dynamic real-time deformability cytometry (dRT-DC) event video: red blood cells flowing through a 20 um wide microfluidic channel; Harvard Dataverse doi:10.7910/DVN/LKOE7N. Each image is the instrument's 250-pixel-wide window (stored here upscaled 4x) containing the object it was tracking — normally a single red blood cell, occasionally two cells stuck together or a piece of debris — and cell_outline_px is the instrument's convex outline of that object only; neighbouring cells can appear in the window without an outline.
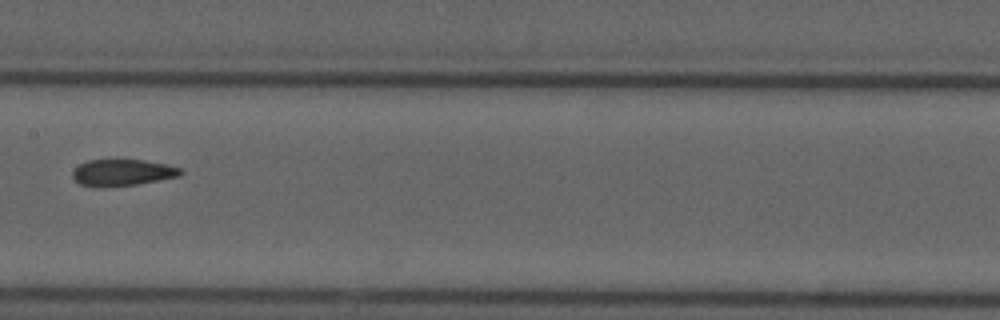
{"species": "common noctule bat (a hibernating species)", "species_latin": "Nyctalus noctula", "temperature_condition": "cold", "stored_images_in_passage": 9, "camera_frame_rate_fps": 3000, "um_per_image_px": 0.085, "animal": {"sex": "male", "forearm_length_mm": 52.5}, "frame": {"image": 1, "passage_image": 6, "time_ms": 6.667, "image_size_px": [1000, 320], "cell_outline_px": [[184, 172], [180, 176], [136, 184], [96, 188], [80, 184], [72, 176], [72, 172], [80, 164], [88, 160], [144, 160], [168, 164], [180, 168]], "centroid_in_image_um": [10.41, 14.67], "position_along_channel_um": 197.0, "area_um2": 16.7}}
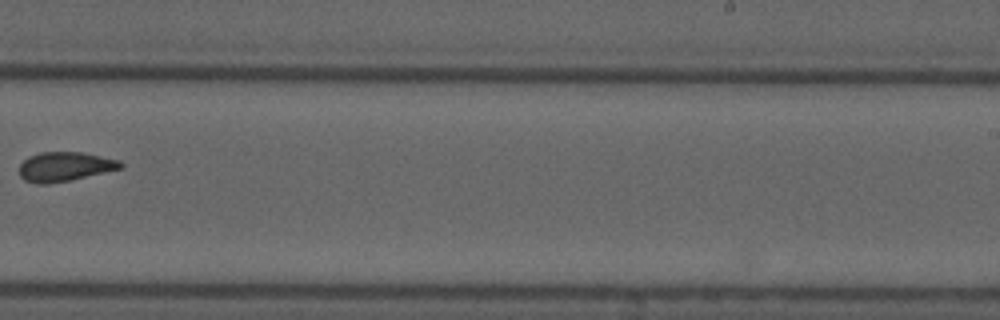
{"frame": {"image": 2, "passage_image": 8, "time_ms": 9.0, "image_size_px": [1000, 320], "cell_outline_px": [[124, 168], [68, 180], [44, 184], [36, 184], [24, 180], [20, 176], [20, 164], [28, 156], [40, 152], [80, 152], [120, 160], [124, 164]], "centroid_in_image_um": [5.51, 14.15], "position_along_channel_um": 283.5, "area_um2": 17.22}}
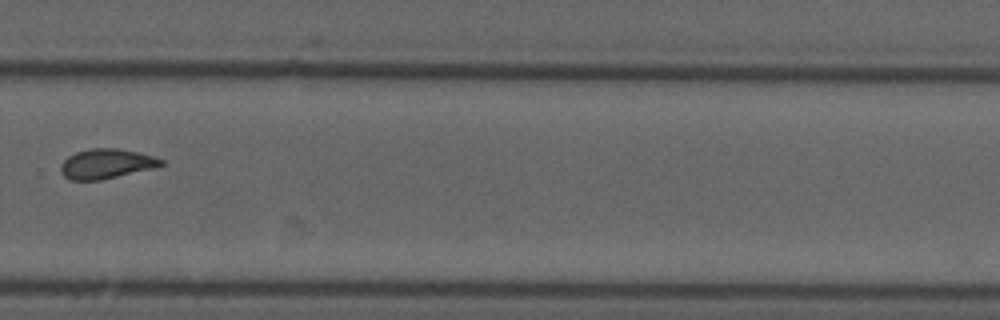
{"frame": {"image": 3, "passage_image": 9, "time_ms": 10.0, "image_size_px": [1000, 320], "cell_outline_px": [[164, 164], [156, 168], [100, 180], [68, 180], [60, 172], [60, 164], [68, 156], [76, 152], [92, 148], [116, 148], [136, 152], [152, 156], [164, 160]], "centroid_in_image_um": [9.02, 13.93], "position_along_channel_um": 320.8, "area_um2": 17.46}}